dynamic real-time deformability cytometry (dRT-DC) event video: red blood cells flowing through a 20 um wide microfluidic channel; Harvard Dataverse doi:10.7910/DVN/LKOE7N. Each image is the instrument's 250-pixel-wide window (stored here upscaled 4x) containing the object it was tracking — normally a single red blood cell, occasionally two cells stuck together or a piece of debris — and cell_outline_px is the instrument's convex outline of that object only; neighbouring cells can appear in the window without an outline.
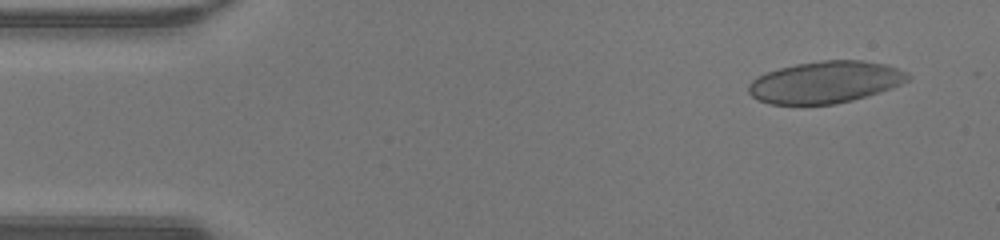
{"species": "human", "species_latin": "Homo sapiens", "temperature_condition": "warm", "stored_images_in_passage": 44, "camera_frame_rate_fps": 3000, "um_per_image_px": 0.085, "donor": {"sex": "male"}, "frame": {"image": 1, "passage_image": 1, "time_ms": 0.0, "image_size_px": [1000, 240], "cell_outline_px": [[912, 76], [908, 80], [892, 88], [852, 100], [832, 104], [772, 104], [760, 100], [752, 96], [748, 92], [748, 84], [756, 76], [764, 72], [796, 64], [824, 60], [864, 60], [888, 64], [908, 72]], "centroid_in_image_um": [70.17, 6.97], "position_along_channel_um": 14.8, "area_um2": 38.96}}
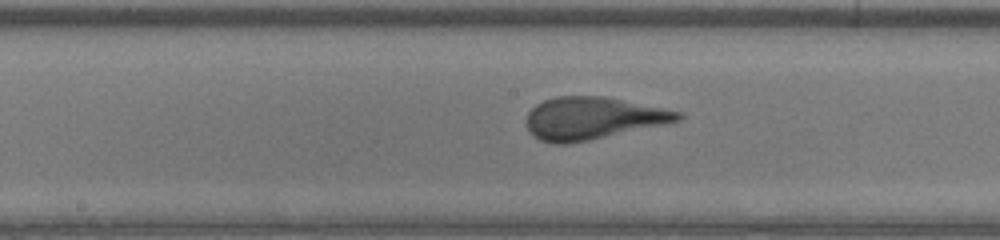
{"frame": {"image": 2, "passage_image": 21, "time_ms": 6.667, "image_size_px": [1000, 240], "cell_outline_px": [[684, 116], [680, 120], [672, 124], [568, 144], [556, 144], [540, 140], [528, 128], [528, 112], [536, 104], [544, 100], [556, 96], [600, 96], [680, 112]], "centroid_in_image_um": [50.42, 10.07], "position_along_channel_um": 197.8, "area_um2": 37.11}}
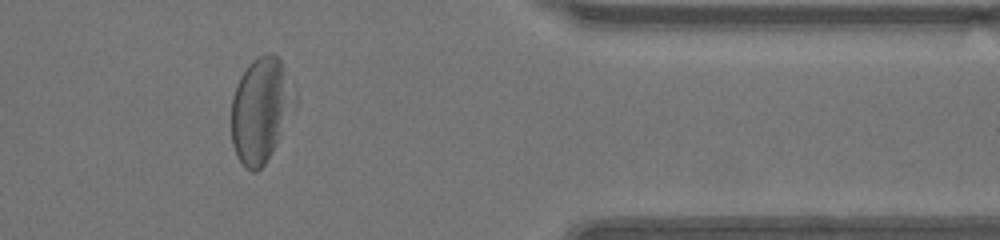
{"frame": {"image": 3, "passage_image": 36, "time_ms": 11.667, "image_size_px": [1000, 240], "cell_outline_px": [[288, 100], [276, 144], [272, 152], [264, 164], [256, 172], [252, 172], [244, 168], [236, 156], [232, 144], [232, 96], [236, 84], [240, 76], [248, 64], [256, 56], [268, 52], [272, 52], [280, 60]], "centroid_in_image_um": [21.95, 9.4], "position_along_channel_um": 389.4, "area_um2": 35.72}, "authors_computed_cell_mechanics": {"area_um2": 38.0613, "velocity_mm_per_s": 4.305, "shape_relaxation_time_tau1_ms": 3.4276, "shape_relaxation_time_tau2_ms": null, "deformation_change_tau1": 0.189, "deformation_change_tau2": null}}